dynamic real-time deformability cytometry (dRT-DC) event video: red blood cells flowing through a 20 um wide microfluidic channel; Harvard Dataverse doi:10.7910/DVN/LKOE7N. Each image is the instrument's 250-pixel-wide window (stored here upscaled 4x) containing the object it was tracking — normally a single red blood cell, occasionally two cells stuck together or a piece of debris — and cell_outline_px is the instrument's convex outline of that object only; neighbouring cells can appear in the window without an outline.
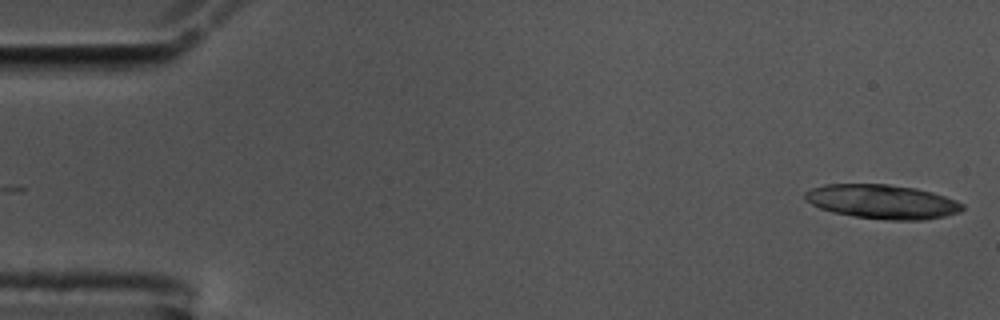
{"species": "common noctule bat (a hibernating species)", "species_latin": "Nyctalus noctula", "temperature_condition": "cold", "stored_images_in_passage": 19, "camera_frame_rate_fps": 3000, "um_per_image_px": 0.085, "animal": {"sex": "male", "body_mass_g": 17.5, "forearm_length_mm": 52.3}, "frame": {"image": 1, "passage_image": 1, "time_ms": 0.0, "image_size_px": [1000, 320], "cell_outline_px": [[964, 208], [960, 212], [944, 216], [924, 220], [888, 220], [856, 216], [832, 212], [820, 208], [804, 200], [804, 192], [812, 188], [824, 184], [888, 184], [916, 188], [932, 192], [956, 200], [964, 204]], "centroid_in_image_um": [74.99, 17.14], "position_along_channel_um": 10.0, "area_um2": 31.39}}